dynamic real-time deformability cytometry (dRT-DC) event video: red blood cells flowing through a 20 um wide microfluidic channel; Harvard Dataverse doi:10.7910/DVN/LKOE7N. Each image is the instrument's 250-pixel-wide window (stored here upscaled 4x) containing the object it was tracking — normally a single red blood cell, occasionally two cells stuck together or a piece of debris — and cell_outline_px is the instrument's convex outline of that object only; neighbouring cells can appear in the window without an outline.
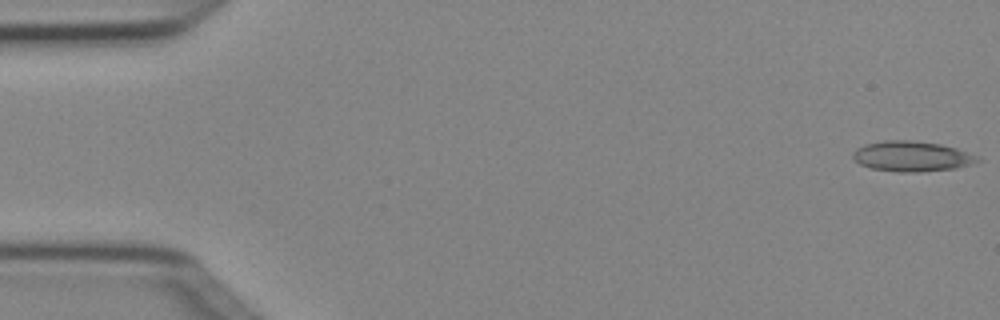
{"species": "Egyptian fruit bat (a non-hibernating species)", "species_latin": "Rousettus aegyptiacus", "temperature_condition": "cold", "stored_images_in_passage": 6, "camera_frame_rate_fps": 3000, "um_per_image_px": 0.085, "animal": {"sex": "female"}, "frame": {"image": 1, "passage_image": 1, "time_ms": 0.0, "image_size_px": [1000, 320], "cell_outline_px": [[980, 160], [972, 164], [956, 168], [920, 172], [896, 172], [872, 168], [860, 164], [852, 156], [852, 152], [856, 148], [864, 144], [884, 140], [908, 140], [940, 144], [956, 148], [976, 156]], "centroid_in_image_um": [77.46, 13.29], "position_along_channel_um": 7.5, "area_um2": 21.91}}
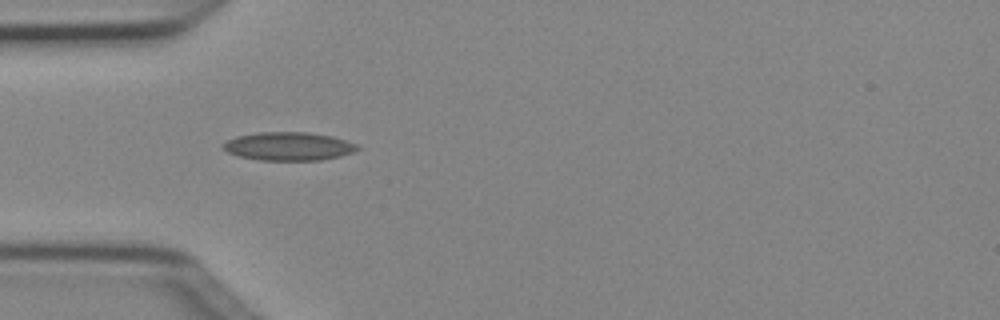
{"frame": {"image": 2, "passage_image": 5, "time_ms": 1.333, "image_size_px": [1000, 320], "cell_outline_px": [[360, 148], [352, 152], [340, 156], [320, 160], [260, 160], [240, 156], [228, 152], [220, 148], [220, 144], [236, 136], [256, 132], [308, 132], [332, 136], [356, 144]], "centroid_in_image_um": [24.48, 12.43], "position_along_channel_um": 60.5, "area_um2": 22.2}}
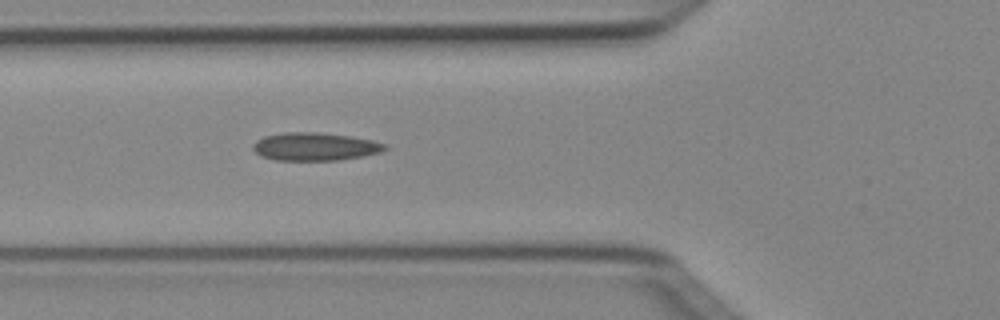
{"frame": {"image": 3, "passage_image": 6, "time_ms": 1.667, "image_size_px": [1000, 320], "cell_outline_px": [[388, 148], [380, 152], [364, 156], [340, 160], [276, 160], [260, 156], [252, 148], [252, 144], [256, 140], [264, 136], [284, 132], [316, 132], [348, 136], [372, 140], [388, 144]], "centroid_in_image_um": [26.77, 12.46], "position_along_channel_um": 99.0, "area_um2": 21.62}}